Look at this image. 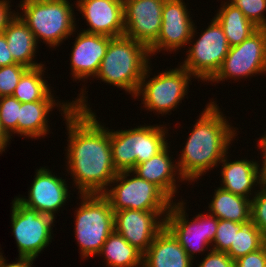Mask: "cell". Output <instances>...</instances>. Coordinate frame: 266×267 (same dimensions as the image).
<instances>
[{"label": "cell", "mask_w": 266, "mask_h": 267, "mask_svg": "<svg viewBox=\"0 0 266 267\" xmlns=\"http://www.w3.org/2000/svg\"><path fill=\"white\" fill-rule=\"evenodd\" d=\"M81 90L80 98L58 105L69 134L67 167L78 193L103 194L118 173L112 162L110 130L97 121Z\"/></svg>", "instance_id": "cell-1"}, {"label": "cell", "mask_w": 266, "mask_h": 267, "mask_svg": "<svg viewBox=\"0 0 266 267\" xmlns=\"http://www.w3.org/2000/svg\"><path fill=\"white\" fill-rule=\"evenodd\" d=\"M221 113L215 101L207 104L194 124L177 163L181 177L194 181L212 170L223 157L237 132Z\"/></svg>", "instance_id": "cell-2"}, {"label": "cell", "mask_w": 266, "mask_h": 267, "mask_svg": "<svg viewBox=\"0 0 266 267\" xmlns=\"http://www.w3.org/2000/svg\"><path fill=\"white\" fill-rule=\"evenodd\" d=\"M148 47L125 35L109 41L96 78L135 97L149 63Z\"/></svg>", "instance_id": "cell-3"}, {"label": "cell", "mask_w": 266, "mask_h": 267, "mask_svg": "<svg viewBox=\"0 0 266 267\" xmlns=\"http://www.w3.org/2000/svg\"><path fill=\"white\" fill-rule=\"evenodd\" d=\"M22 15L17 14L29 27L38 42L54 47L75 32L73 8L68 0H30L20 2Z\"/></svg>", "instance_id": "cell-4"}, {"label": "cell", "mask_w": 266, "mask_h": 267, "mask_svg": "<svg viewBox=\"0 0 266 267\" xmlns=\"http://www.w3.org/2000/svg\"><path fill=\"white\" fill-rule=\"evenodd\" d=\"M162 126H138L134 129L110 131L112 162L117 172L132 171L168 145ZM166 140V141H165Z\"/></svg>", "instance_id": "cell-5"}, {"label": "cell", "mask_w": 266, "mask_h": 267, "mask_svg": "<svg viewBox=\"0 0 266 267\" xmlns=\"http://www.w3.org/2000/svg\"><path fill=\"white\" fill-rule=\"evenodd\" d=\"M76 210L75 237L81 257L99 255L108 236L114 231V211L103 194H81Z\"/></svg>", "instance_id": "cell-6"}, {"label": "cell", "mask_w": 266, "mask_h": 267, "mask_svg": "<svg viewBox=\"0 0 266 267\" xmlns=\"http://www.w3.org/2000/svg\"><path fill=\"white\" fill-rule=\"evenodd\" d=\"M130 173L132 171L118 172L111 182V184H116L115 187L112 185L110 190L107 189L103 193L110 202L113 211L125 209L141 211L170 210L173 200L171 201L158 186L137 174L128 179Z\"/></svg>", "instance_id": "cell-7"}, {"label": "cell", "mask_w": 266, "mask_h": 267, "mask_svg": "<svg viewBox=\"0 0 266 267\" xmlns=\"http://www.w3.org/2000/svg\"><path fill=\"white\" fill-rule=\"evenodd\" d=\"M150 71L148 65L135 97L142 95L144 107L149 111L167 114L187 95L192 75L180 65L179 68L161 72L146 82Z\"/></svg>", "instance_id": "cell-8"}, {"label": "cell", "mask_w": 266, "mask_h": 267, "mask_svg": "<svg viewBox=\"0 0 266 267\" xmlns=\"http://www.w3.org/2000/svg\"><path fill=\"white\" fill-rule=\"evenodd\" d=\"M187 53L181 65L192 77L208 82L219 71L230 46L222 26L213 18Z\"/></svg>", "instance_id": "cell-9"}, {"label": "cell", "mask_w": 266, "mask_h": 267, "mask_svg": "<svg viewBox=\"0 0 266 267\" xmlns=\"http://www.w3.org/2000/svg\"><path fill=\"white\" fill-rule=\"evenodd\" d=\"M12 203L11 226L19 257L35 259L51 242L55 218L24 206L16 198Z\"/></svg>", "instance_id": "cell-10"}, {"label": "cell", "mask_w": 266, "mask_h": 267, "mask_svg": "<svg viewBox=\"0 0 266 267\" xmlns=\"http://www.w3.org/2000/svg\"><path fill=\"white\" fill-rule=\"evenodd\" d=\"M185 204L183 202L172 203L165 218V227L174 235L193 260L196 252L205 251L211 245L210 243L213 242L218 218L211 214H198L195 219L189 222L186 218L187 213L184 210Z\"/></svg>", "instance_id": "cell-11"}, {"label": "cell", "mask_w": 266, "mask_h": 267, "mask_svg": "<svg viewBox=\"0 0 266 267\" xmlns=\"http://www.w3.org/2000/svg\"><path fill=\"white\" fill-rule=\"evenodd\" d=\"M266 73V28H258L241 44L230 47L221 68L210 80L247 78Z\"/></svg>", "instance_id": "cell-12"}, {"label": "cell", "mask_w": 266, "mask_h": 267, "mask_svg": "<svg viewBox=\"0 0 266 267\" xmlns=\"http://www.w3.org/2000/svg\"><path fill=\"white\" fill-rule=\"evenodd\" d=\"M183 0H165L162 9V23L157 39L148 47L151 55L162 49L176 51L191 43L196 29Z\"/></svg>", "instance_id": "cell-13"}, {"label": "cell", "mask_w": 266, "mask_h": 267, "mask_svg": "<svg viewBox=\"0 0 266 267\" xmlns=\"http://www.w3.org/2000/svg\"><path fill=\"white\" fill-rule=\"evenodd\" d=\"M167 213L168 211L131 209L114 211V230L144 254L165 227ZM162 216L164 217L160 220Z\"/></svg>", "instance_id": "cell-14"}, {"label": "cell", "mask_w": 266, "mask_h": 267, "mask_svg": "<svg viewBox=\"0 0 266 267\" xmlns=\"http://www.w3.org/2000/svg\"><path fill=\"white\" fill-rule=\"evenodd\" d=\"M165 0H123L124 35L149 47L158 37Z\"/></svg>", "instance_id": "cell-15"}, {"label": "cell", "mask_w": 266, "mask_h": 267, "mask_svg": "<svg viewBox=\"0 0 266 267\" xmlns=\"http://www.w3.org/2000/svg\"><path fill=\"white\" fill-rule=\"evenodd\" d=\"M32 186L28 191V199L17 197L24 206L39 213L55 218L56 211L68 200V189L65 180L52 175L50 169L42 167L36 171Z\"/></svg>", "instance_id": "cell-16"}, {"label": "cell", "mask_w": 266, "mask_h": 267, "mask_svg": "<svg viewBox=\"0 0 266 267\" xmlns=\"http://www.w3.org/2000/svg\"><path fill=\"white\" fill-rule=\"evenodd\" d=\"M76 3L90 26L81 31L111 38L124 35L123 0H77Z\"/></svg>", "instance_id": "cell-17"}, {"label": "cell", "mask_w": 266, "mask_h": 267, "mask_svg": "<svg viewBox=\"0 0 266 267\" xmlns=\"http://www.w3.org/2000/svg\"><path fill=\"white\" fill-rule=\"evenodd\" d=\"M75 39L70 59L73 78L95 77L112 38L80 31Z\"/></svg>", "instance_id": "cell-18"}, {"label": "cell", "mask_w": 266, "mask_h": 267, "mask_svg": "<svg viewBox=\"0 0 266 267\" xmlns=\"http://www.w3.org/2000/svg\"><path fill=\"white\" fill-rule=\"evenodd\" d=\"M227 160L226 155L221 160L223 164L221 168L222 186L220 188L251 200L249 195L252 196V188L255 185L261 187L264 184V164H262V168H259V164L251 160L240 159L232 162Z\"/></svg>", "instance_id": "cell-19"}, {"label": "cell", "mask_w": 266, "mask_h": 267, "mask_svg": "<svg viewBox=\"0 0 266 267\" xmlns=\"http://www.w3.org/2000/svg\"><path fill=\"white\" fill-rule=\"evenodd\" d=\"M192 259L164 227L143 254V267H192Z\"/></svg>", "instance_id": "cell-20"}, {"label": "cell", "mask_w": 266, "mask_h": 267, "mask_svg": "<svg viewBox=\"0 0 266 267\" xmlns=\"http://www.w3.org/2000/svg\"><path fill=\"white\" fill-rule=\"evenodd\" d=\"M168 148L169 146L166 145L151 159L137 164L132 173L158 186L172 200L177 192L176 173H179L178 175L182 181L184 179L180 175L178 165L172 163Z\"/></svg>", "instance_id": "cell-21"}, {"label": "cell", "mask_w": 266, "mask_h": 267, "mask_svg": "<svg viewBox=\"0 0 266 267\" xmlns=\"http://www.w3.org/2000/svg\"><path fill=\"white\" fill-rule=\"evenodd\" d=\"M3 33L7 39L9 51L17 63L28 68L43 65L33 61L38 42L29 27L17 15V12Z\"/></svg>", "instance_id": "cell-22"}, {"label": "cell", "mask_w": 266, "mask_h": 267, "mask_svg": "<svg viewBox=\"0 0 266 267\" xmlns=\"http://www.w3.org/2000/svg\"><path fill=\"white\" fill-rule=\"evenodd\" d=\"M50 93L44 100L21 103L19 109L18 134L32 138L45 136L49 130L48 115L58 103Z\"/></svg>", "instance_id": "cell-23"}, {"label": "cell", "mask_w": 266, "mask_h": 267, "mask_svg": "<svg viewBox=\"0 0 266 267\" xmlns=\"http://www.w3.org/2000/svg\"><path fill=\"white\" fill-rule=\"evenodd\" d=\"M209 214L240 224L251 222V200L218 187L209 205Z\"/></svg>", "instance_id": "cell-24"}, {"label": "cell", "mask_w": 266, "mask_h": 267, "mask_svg": "<svg viewBox=\"0 0 266 267\" xmlns=\"http://www.w3.org/2000/svg\"><path fill=\"white\" fill-rule=\"evenodd\" d=\"M224 3L214 18L222 26L228 44L232 47L241 44L258 27L249 21L243 12L232 3Z\"/></svg>", "instance_id": "cell-25"}, {"label": "cell", "mask_w": 266, "mask_h": 267, "mask_svg": "<svg viewBox=\"0 0 266 267\" xmlns=\"http://www.w3.org/2000/svg\"><path fill=\"white\" fill-rule=\"evenodd\" d=\"M101 254L109 267H143V254L115 230L103 244Z\"/></svg>", "instance_id": "cell-26"}, {"label": "cell", "mask_w": 266, "mask_h": 267, "mask_svg": "<svg viewBox=\"0 0 266 267\" xmlns=\"http://www.w3.org/2000/svg\"><path fill=\"white\" fill-rule=\"evenodd\" d=\"M44 65L29 68L21 77L12 94L19 102H35L44 100L52 91L42 77Z\"/></svg>", "instance_id": "cell-27"}, {"label": "cell", "mask_w": 266, "mask_h": 267, "mask_svg": "<svg viewBox=\"0 0 266 267\" xmlns=\"http://www.w3.org/2000/svg\"><path fill=\"white\" fill-rule=\"evenodd\" d=\"M265 243V237L261 231L252 223L242 225L235 232L234 244H231L230 249L226 254L233 260L247 255L260 249Z\"/></svg>", "instance_id": "cell-28"}, {"label": "cell", "mask_w": 266, "mask_h": 267, "mask_svg": "<svg viewBox=\"0 0 266 267\" xmlns=\"http://www.w3.org/2000/svg\"><path fill=\"white\" fill-rule=\"evenodd\" d=\"M21 102L13 96L0 97V124L11 138L12 133L18 134L19 109Z\"/></svg>", "instance_id": "cell-29"}, {"label": "cell", "mask_w": 266, "mask_h": 267, "mask_svg": "<svg viewBox=\"0 0 266 267\" xmlns=\"http://www.w3.org/2000/svg\"><path fill=\"white\" fill-rule=\"evenodd\" d=\"M258 28H266V0H229Z\"/></svg>", "instance_id": "cell-30"}, {"label": "cell", "mask_w": 266, "mask_h": 267, "mask_svg": "<svg viewBox=\"0 0 266 267\" xmlns=\"http://www.w3.org/2000/svg\"><path fill=\"white\" fill-rule=\"evenodd\" d=\"M28 69L19 63L0 67V97L12 96L22 75Z\"/></svg>", "instance_id": "cell-31"}, {"label": "cell", "mask_w": 266, "mask_h": 267, "mask_svg": "<svg viewBox=\"0 0 266 267\" xmlns=\"http://www.w3.org/2000/svg\"><path fill=\"white\" fill-rule=\"evenodd\" d=\"M242 225L243 224L238 222L218 219L216 235L213 240V243L215 244L211 249L227 252L230 249L231 244H234L235 232H237Z\"/></svg>", "instance_id": "cell-32"}, {"label": "cell", "mask_w": 266, "mask_h": 267, "mask_svg": "<svg viewBox=\"0 0 266 267\" xmlns=\"http://www.w3.org/2000/svg\"><path fill=\"white\" fill-rule=\"evenodd\" d=\"M251 199V222L266 236V185L254 192Z\"/></svg>", "instance_id": "cell-33"}, {"label": "cell", "mask_w": 266, "mask_h": 267, "mask_svg": "<svg viewBox=\"0 0 266 267\" xmlns=\"http://www.w3.org/2000/svg\"><path fill=\"white\" fill-rule=\"evenodd\" d=\"M198 267H236L233 261L226 252L210 250Z\"/></svg>", "instance_id": "cell-34"}, {"label": "cell", "mask_w": 266, "mask_h": 267, "mask_svg": "<svg viewBox=\"0 0 266 267\" xmlns=\"http://www.w3.org/2000/svg\"><path fill=\"white\" fill-rule=\"evenodd\" d=\"M236 267H266V245L235 261Z\"/></svg>", "instance_id": "cell-35"}, {"label": "cell", "mask_w": 266, "mask_h": 267, "mask_svg": "<svg viewBox=\"0 0 266 267\" xmlns=\"http://www.w3.org/2000/svg\"><path fill=\"white\" fill-rule=\"evenodd\" d=\"M8 0H0V34L6 29L8 23L16 16L15 13L10 11Z\"/></svg>", "instance_id": "cell-36"}, {"label": "cell", "mask_w": 266, "mask_h": 267, "mask_svg": "<svg viewBox=\"0 0 266 267\" xmlns=\"http://www.w3.org/2000/svg\"><path fill=\"white\" fill-rule=\"evenodd\" d=\"M11 52L9 51L7 39L4 33L0 34V67L16 64Z\"/></svg>", "instance_id": "cell-37"}, {"label": "cell", "mask_w": 266, "mask_h": 267, "mask_svg": "<svg viewBox=\"0 0 266 267\" xmlns=\"http://www.w3.org/2000/svg\"><path fill=\"white\" fill-rule=\"evenodd\" d=\"M34 259L28 257H18L17 262L6 263V259L0 253V267H31ZM32 263V264H31Z\"/></svg>", "instance_id": "cell-38"}, {"label": "cell", "mask_w": 266, "mask_h": 267, "mask_svg": "<svg viewBox=\"0 0 266 267\" xmlns=\"http://www.w3.org/2000/svg\"><path fill=\"white\" fill-rule=\"evenodd\" d=\"M9 139H10V137L2 129L1 124H0V153L5 151V147H7V144L10 141Z\"/></svg>", "instance_id": "cell-39"}, {"label": "cell", "mask_w": 266, "mask_h": 267, "mask_svg": "<svg viewBox=\"0 0 266 267\" xmlns=\"http://www.w3.org/2000/svg\"><path fill=\"white\" fill-rule=\"evenodd\" d=\"M258 145V147H260L259 150L261 149L263 152V156H266V134H264V136L260 138Z\"/></svg>", "instance_id": "cell-40"}, {"label": "cell", "mask_w": 266, "mask_h": 267, "mask_svg": "<svg viewBox=\"0 0 266 267\" xmlns=\"http://www.w3.org/2000/svg\"><path fill=\"white\" fill-rule=\"evenodd\" d=\"M264 164V184L266 185V156L263 157V162Z\"/></svg>", "instance_id": "cell-41"}]
</instances>
